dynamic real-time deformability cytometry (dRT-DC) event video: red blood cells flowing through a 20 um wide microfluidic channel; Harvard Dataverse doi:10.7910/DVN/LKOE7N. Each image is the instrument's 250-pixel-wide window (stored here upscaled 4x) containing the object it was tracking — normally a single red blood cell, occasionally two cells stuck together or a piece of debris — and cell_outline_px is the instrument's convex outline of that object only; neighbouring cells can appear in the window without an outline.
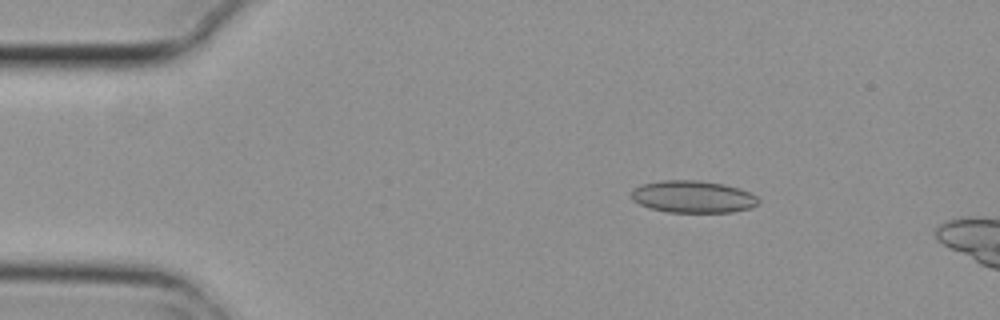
{"species": "common noctule bat (a hibernating species)", "species_latin": "Nyctalus noctula", "temperature_condition": "cold", "stored_images_in_passage": 4, "camera_frame_rate_fps": 3000, "um_per_image_px": 0.085, "animal": {"sex": "female", "body_mass_g": 29.2, "forearm_length_mm": 56.3}, "frame": {"image": 1, "passage_image": 2, "time_ms": 0.333, "image_size_px": [1000, 320], "cell_outline_px": [[760, 200], [752, 208], [732, 212], [668, 212], [648, 208], [632, 200], [632, 188], [640, 184], [664, 180], [696, 180], [724, 184], [740, 188], [756, 196]], "centroid_in_image_um": [58.88, 16.72], "position_along_channel_um": 26.1, "area_um2": 23.93}}